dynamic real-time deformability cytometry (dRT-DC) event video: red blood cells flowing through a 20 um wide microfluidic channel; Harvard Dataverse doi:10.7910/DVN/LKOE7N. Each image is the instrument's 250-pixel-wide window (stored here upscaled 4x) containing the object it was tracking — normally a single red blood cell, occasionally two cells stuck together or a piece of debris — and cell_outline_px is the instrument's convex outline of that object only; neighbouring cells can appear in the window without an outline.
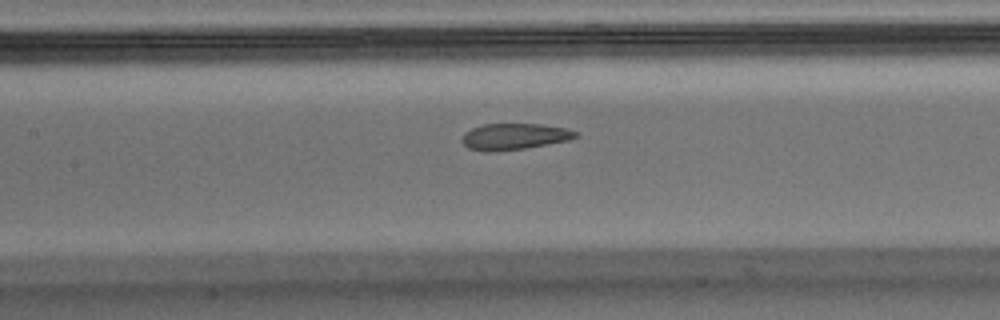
{"species": "Egyptian fruit bat (a non-hibernating species)", "species_latin": "Rousettus aegyptiacus", "temperature_condition": "warm", "stored_images_in_passage": 56, "camera_frame_rate_fps": 3000, "um_per_image_px": 0.085, "animal": {"sex": "male"}, "frame": {"image": 1, "passage_image": 25, "time_ms": 8.0, "image_size_px": [1000, 320], "cell_outline_px": [[580, 136], [568, 140], [548, 144], [524, 148], [496, 152], [484, 152], [468, 148], [460, 140], [464, 132], [472, 128], [484, 124], [540, 124], [568, 128], [576, 132]], "centroid_in_image_um": [43.69, 11.61], "position_along_channel_um": 163.7, "area_um2": 17.57}}
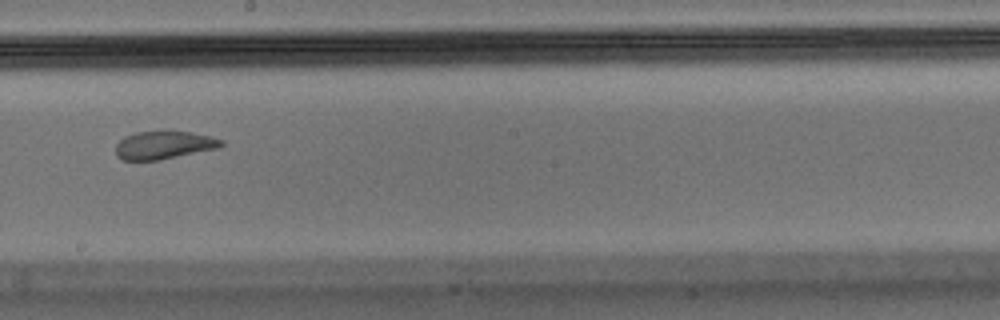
{"frame": {"image": 2, "passage_image": 31, "time_ms": 10.0, "image_size_px": [1000, 320], "cell_outline_px": [[224, 144], [220, 148], [160, 160], [120, 160], [116, 156], [116, 144], [124, 136], [136, 132], [164, 128], [168, 128], [208, 136], [224, 140]], "centroid_in_image_um": [13.92, 12.3], "position_along_channel_um": 234.3, "area_um2": 17.98}}
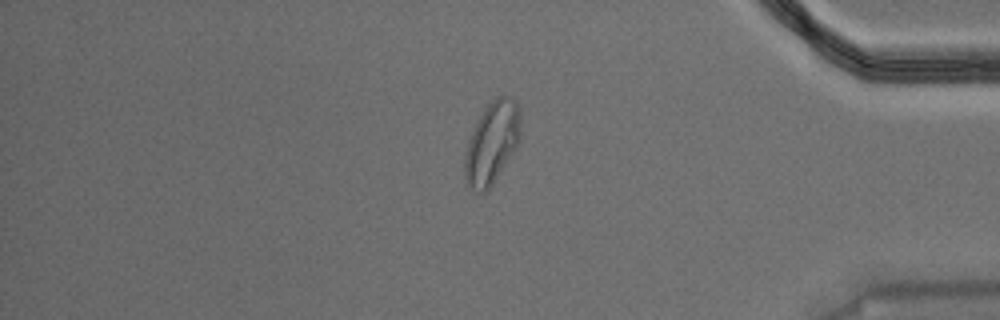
{"frame": {"image": 3, "passage_image": 47, "time_ms": 15.333, "image_size_px": [1000, 320], "cell_outline_px": [[520, 140], [492, 184], [484, 192], [476, 192], [468, 188], [464, 176], [464, 152], [468, 140], [484, 108], [496, 96], [508, 96], [516, 100], [520, 108]], "centroid_in_image_um": [41.8, 12.13], "position_along_channel_um": 393.4, "area_um2": 26.59}, "authors_computed_cell_mechanics": {"area_um2": 18.9006, "velocity_mm_per_s": 3.5399, "shape_relaxation_time_tau1_ms": 10.3884, "shape_relaxation_time_tau2_ms": 0.9929, "deformation_change_tau1": 0.2432, "deformation_change_tau2": 0.0548}}